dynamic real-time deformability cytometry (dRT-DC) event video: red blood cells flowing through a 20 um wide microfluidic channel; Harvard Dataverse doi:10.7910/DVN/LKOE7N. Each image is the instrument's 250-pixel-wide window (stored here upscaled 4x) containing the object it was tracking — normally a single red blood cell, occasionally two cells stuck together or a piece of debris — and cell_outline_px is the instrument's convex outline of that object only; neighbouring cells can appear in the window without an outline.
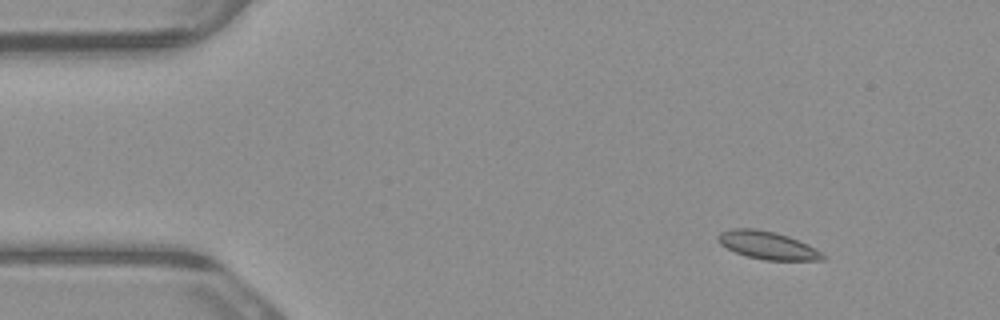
{"species": "common noctule bat (a hibernating species)", "species_latin": "Nyctalus noctula", "temperature_condition": "warm", "stored_images_in_passage": 4, "camera_frame_rate_fps": 3000, "um_per_image_px": 0.085, "animal": {"sex": "male", "body_mass_g": 23.1, "forearm_length_mm": 52.7}, "frame": {"image": 1, "passage_image": 2, "time_ms": 0.333, "image_size_px": [1000, 320], "cell_outline_px": [[828, 256], [824, 260], [764, 260], [748, 256], [736, 252], [720, 244], [716, 240], [716, 236], [720, 232], [732, 228], [756, 228], [788, 236]], "centroid_in_image_um": [65.18, 20.84], "position_along_channel_um": 19.8, "area_um2": 16.7}}